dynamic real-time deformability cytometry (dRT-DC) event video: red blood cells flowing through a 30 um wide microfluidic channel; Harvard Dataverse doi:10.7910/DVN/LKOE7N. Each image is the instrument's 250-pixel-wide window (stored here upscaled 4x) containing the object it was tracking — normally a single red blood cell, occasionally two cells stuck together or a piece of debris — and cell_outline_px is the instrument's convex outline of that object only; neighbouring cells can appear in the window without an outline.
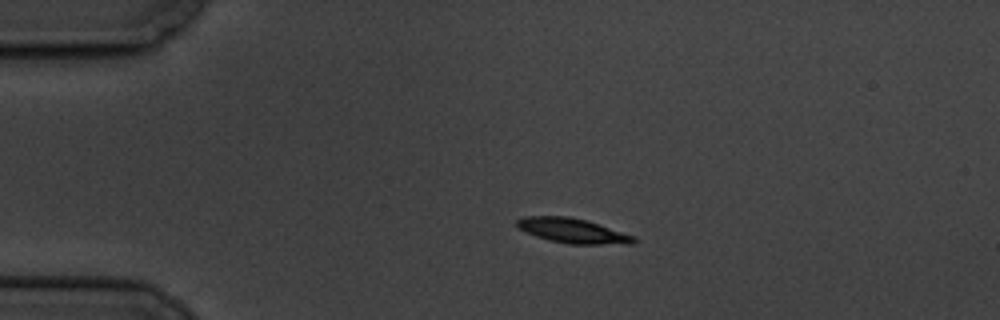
{"species": "common noctule bat (a hibernating species)", "species_latin": "Nyctalus noctula", "temperature_condition": "cold", "stored_images_in_passage": 5, "camera_frame_rate_fps": 3000, "um_per_image_px": 0.085, "animal": {"sex": "male", "body_mass_g": 19.5, "forearm_length_mm": 54.6}, "frame": {"image": 1, "passage_image": 3, "time_ms": 3.0, "image_size_px": [1000, 320], "cell_outline_px": [[636, 240], [632, 244], [568, 244], [548, 240], [536, 236], [516, 228], [516, 220], [524, 216], [568, 216], [588, 220], [636, 236]], "centroid_in_image_um": [48.67, 19.61], "position_along_channel_um": 36.3, "area_um2": 17.11}}
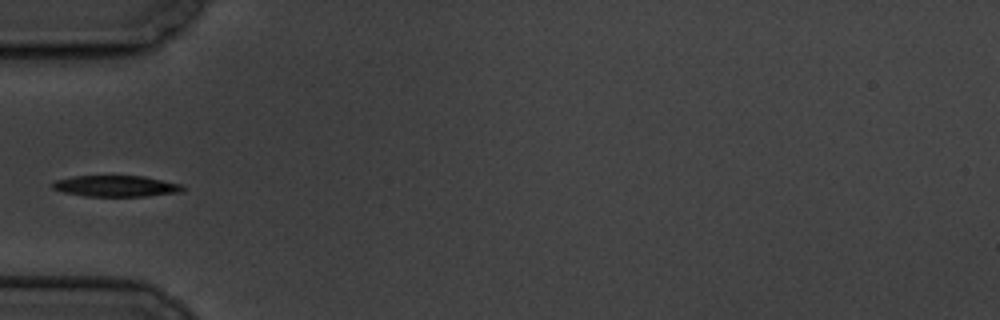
{"frame": {"image": 2, "passage_image": 5, "time_ms": 5.333, "image_size_px": [1000, 320], "cell_outline_px": [[184, 192], [148, 196], [84, 196], [64, 192], [52, 188], [52, 184], [56, 180], [72, 176], [144, 176], [180, 184], [184, 188]], "centroid_in_image_um": [9.88, 15.82], "position_along_channel_um": 75.1, "area_um2": 16.01}}